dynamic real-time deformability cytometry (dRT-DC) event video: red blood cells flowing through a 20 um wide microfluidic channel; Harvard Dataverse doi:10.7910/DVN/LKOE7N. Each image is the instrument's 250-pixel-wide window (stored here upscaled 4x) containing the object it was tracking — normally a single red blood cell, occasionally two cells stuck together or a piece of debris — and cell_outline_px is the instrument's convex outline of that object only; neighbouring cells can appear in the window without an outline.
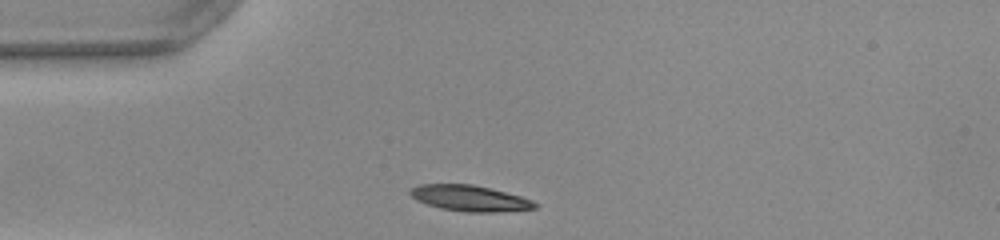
{"species": "common noctule bat (a hibernating species)", "species_latin": "Nyctalus noctula", "temperature_condition": "warm", "stored_images_in_passage": 28, "camera_frame_rate_fps": 3000, "um_per_image_px": 0.085, "animal": {"sex": "female", "body_mass_g": 22.0, "forearm_length_mm": 56.7}, "frame": {"image": 1, "passage_image": 1, "time_ms": 0.0, "image_size_px": [1000, 240], "cell_outline_px": [[540, 204], [536, 208], [492, 212], [464, 212], [440, 208], [416, 200], [408, 192], [412, 188], [420, 184], [472, 184], [520, 196], [532, 200]], "centroid_in_image_um": [39.92, 16.85], "position_along_channel_um": 45.1, "area_um2": 18.61}}
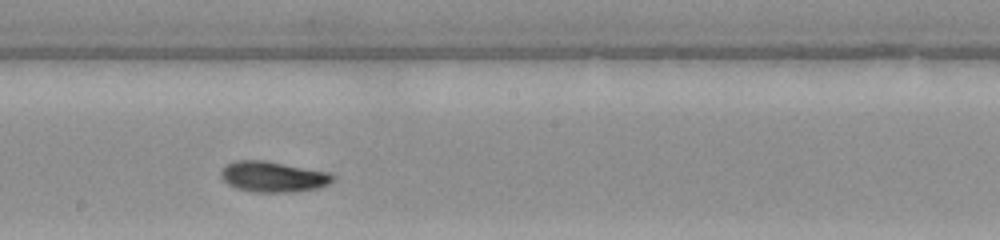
{"frame": {"image": 2, "passage_image": 16, "time_ms": 5.0, "image_size_px": [1000, 240], "cell_outline_px": [[336, 176], [328, 184], [316, 188], [296, 192], [256, 192], [236, 188], [228, 184], [220, 176], [220, 172], [228, 164], [236, 160], [264, 160], [332, 172]], "centroid_in_image_um": [23.25, 15.01], "position_along_channel_um": 225.0, "area_um2": 20.06}}
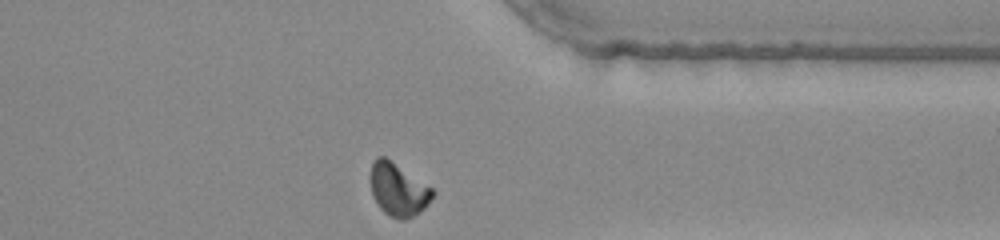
{"frame": {"image": 3, "passage_image": 28, "time_ms": 9.0, "image_size_px": [1000, 240], "cell_outline_px": [[436, 192], [428, 204], [420, 212], [404, 220], [400, 220], [388, 216], [380, 208], [372, 196], [372, 164], [376, 156], [384, 156], [432, 188]], "centroid_in_image_um": [33.86, 16.15], "position_along_channel_um": 377.5, "area_um2": 18.84}, "authors_computed_cell_mechanics": {"area_um2": 19.3341, "velocity_mm_per_s": 3.9703, "shape_relaxation_time_tau1_ms": 3.5867, "shape_relaxation_time_tau2_ms": 2.0337, "deformation_change_tau1": 0.1599, "deformation_change_tau2": 0.0633}}